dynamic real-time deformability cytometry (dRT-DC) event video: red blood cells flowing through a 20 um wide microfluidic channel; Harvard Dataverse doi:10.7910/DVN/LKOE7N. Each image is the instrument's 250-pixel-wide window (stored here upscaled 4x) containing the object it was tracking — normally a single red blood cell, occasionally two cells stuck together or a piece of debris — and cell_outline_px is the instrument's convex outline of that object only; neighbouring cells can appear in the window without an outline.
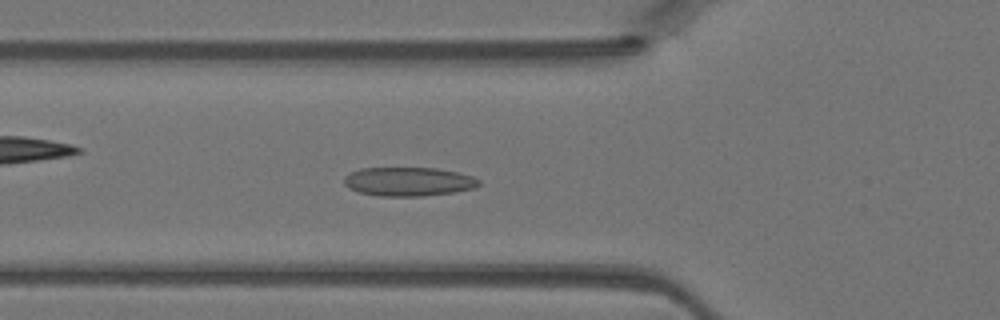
{"species": "Egyptian fruit bat (a non-hibernating species)", "species_latin": "Rousettus aegyptiacus", "temperature_condition": "warm", "stored_images_in_passage": 32, "camera_frame_rate_fps": 3000, "um_per_image_px": 0.085, "animal": {"sex": "female"}, "frame": {"image": 1, "passage_image": 3, "time_ms": 0.667, "image_size_px": [1000, 320], "cell_outline_px": [[480, 184], [476, 188], [456, 192], [424, 196], [380, 196], [360, 192], [348, 188], [344, 184], [344, 176], [348, 172], [360, 168], [436, 168], [456, 172], [472, 176], [480, 180]], "centroid_in_image_um": [34.71, 15.44], "position_along_channel_um": 91.1, "area_um2": 22.89}}
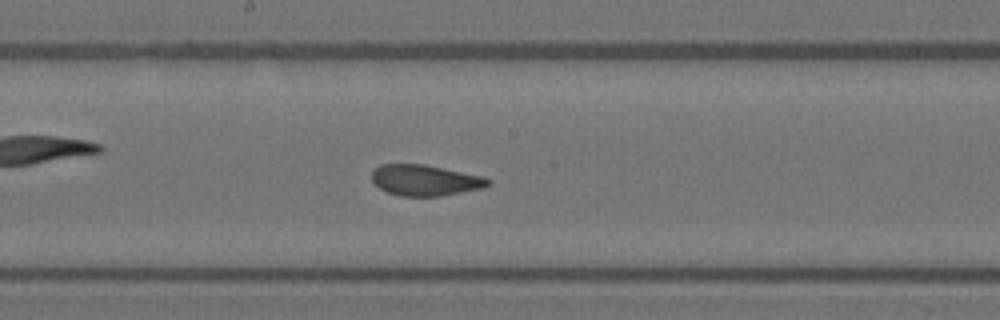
{"frame": {"image": 2, "passage_image": 11, "time_ms": 3.333, "image_size_px": [1000, 320], "cell_outline_px": [[492, 184], [480, 188], [440, 196], [400, 196], [388, 192], [380, 188], [372, 180], [372, 172], [380, 164], [424, 164], [484, 176], [492, 180]], "centroid_in_image_um": [36.15, 15.31], "position_along_channel_um": 212.0, "area_um2": 20.87}}
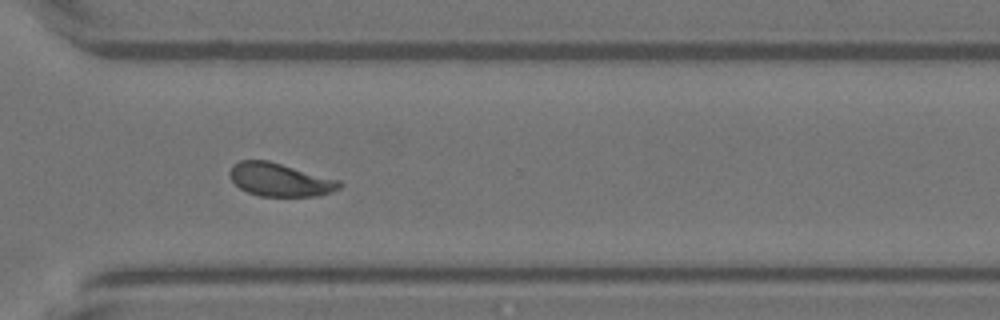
{"frame": {"image": 3, "passage_image": 20, "time_ms": 6.333, "image_size_px": [1000, 320], "cell_outline_px": [[344, 184], [340, 188], [332, 192], [316, 196], [260, 196], [248, 192], [240, 188], [228, 176], [228, 172], [232, 164], [240, 160], [268, 160], [340, 180]], "centroid_in_image_um": [23.79, 15.27], "position_along_channel_um": 346.8, "area_um2": 21.39}}